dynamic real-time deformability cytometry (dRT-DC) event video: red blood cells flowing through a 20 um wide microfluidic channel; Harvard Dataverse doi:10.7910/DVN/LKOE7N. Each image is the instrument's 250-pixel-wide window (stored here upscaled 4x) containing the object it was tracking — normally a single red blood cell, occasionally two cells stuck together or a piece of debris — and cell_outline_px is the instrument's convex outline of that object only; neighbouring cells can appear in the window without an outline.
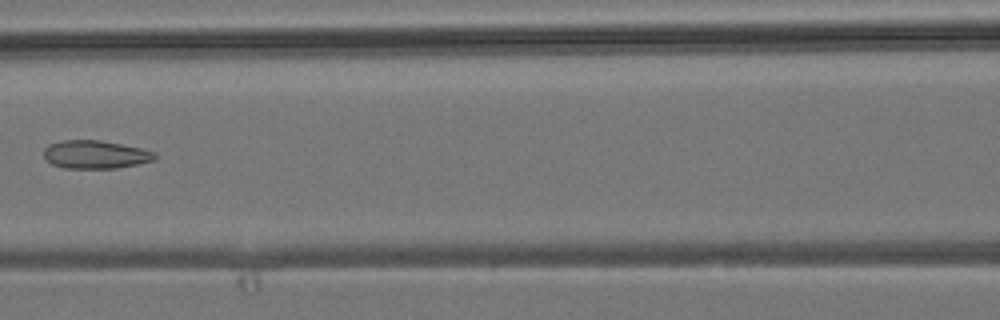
{"species": "common noctule bat (a hibernating species)", "species_latin": "Nyctalus noctula", "temperature_condition": "room temperature", "stored_images_in_passage": 7, "camera_frame_rate_fps": 3000, "um_per_image_px": 0.085, "animal": {"sex": "male", "body_mass_g": 19.2, "forearm_length_mm": 51.8}, "frame": {"image": 1, "passage_image": 6, "time_ms": 6.667, "image_size_px": [1000, 320], "cell_outline_px": [[156, 160], [116, 168], [64, 168], [52, 164], [44, 160], [44, 148], [48, 144], [64, 140], [100, 140], [140, 148], [152, 152], [156, 156]], "centroid_in_image_um": [8.05, 13.13], "position_along_channel_um": 158.6, "area_um2": 18.15}}
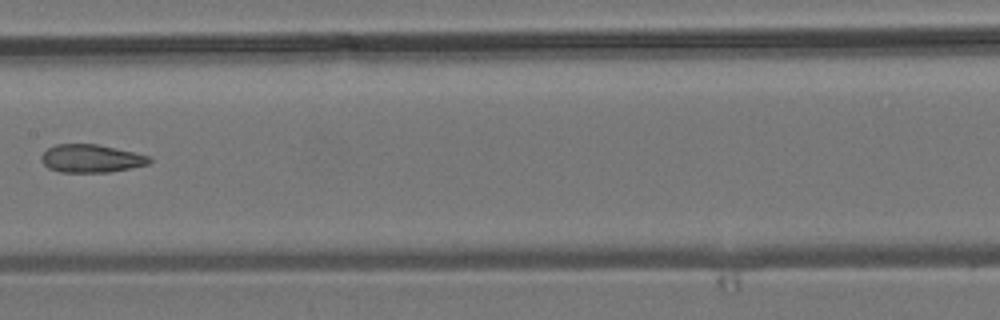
{"frame": {"image": 2, "passage_image": 7, "time_ms": 7.667, "image_size_px": [1000, 320], "cell_outline_px": [[152, 160], [148, 164], [132, 168], [108, 172], [60, 172], [48, 168], [40, 160], [40, 156], [48, 148], [56, 144], [96, 144], [152, 156]], "centroid_in_image_um": [7.75, 13.47], "position_along_channel_um": 199.7, "area_um2": 17.69}}